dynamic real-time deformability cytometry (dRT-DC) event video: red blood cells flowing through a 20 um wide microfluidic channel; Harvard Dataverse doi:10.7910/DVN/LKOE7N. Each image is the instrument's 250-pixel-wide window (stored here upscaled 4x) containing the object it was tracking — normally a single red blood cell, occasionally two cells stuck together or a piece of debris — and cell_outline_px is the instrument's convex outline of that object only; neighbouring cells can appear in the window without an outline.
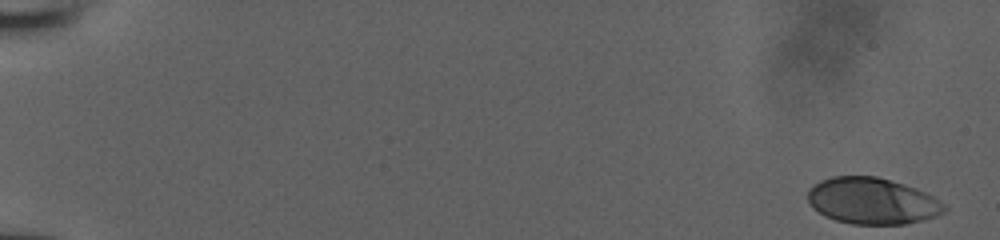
{"species": "human", "species_latin": "Homo sapiens", "temperature_condition": "room temperature", "stored_images_in_passage": 33, "camera_frame_rate_fps": 3000, "um_per_image_px": 0.085, "donor": {"sex": "male"}, "frame": {"image": 1, "passage_image": 1, "time_ms": 0.0, "image_size_px": [1000, 240], "cell_outline_px": [[948, 208], [944, 212], [936, 216], [904, 224], [852, 224], [836, 220], [824, 216], [812, 208], [808, 200], [808, 192], [820, 180], [832, 176], [876, 176], [904, 184], [916, 188], [940, 200]], "centroid_in_image_um": [74.14, 17.08], "position_along_channel_um": 10.9, "area_um2": 36.82}}
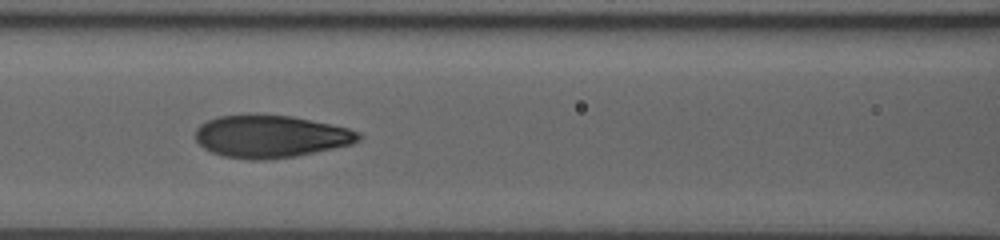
{"frame": {"image": 2, "passage_image": 24, "time_ms": 7.667, "image_size_px": [1000, 240], "cell_outline_px": [[360, 140], [352, 144], [296, 156], [268, 160], [248, 160], [224, 156], [212, 152], [204, 148], [196, 140], [196, 128], [200, 124], [216, 116], [248, 112], [256, 112], [292, 116], [348, 128], [360, 132]], "centroid_in_image_um": [22.96, 11.56], "position_along_channel_um": 143.6, "area_um2": 41.1}}
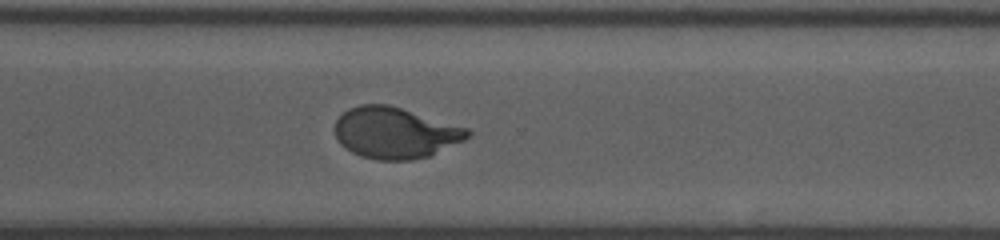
{"frame": {"image": 3, "passage_image": 33, "time_ms": 10.667, "image_size_px": [1000, 240], "cell_outline_px": [[472, 132], [464, 140], [428, 156], [412, 160], [376, 160], [360, 156], [352, 152], [340, 144], [336, 136], [336, 120], [348, 108], [360, 104], [388, 104], [468, 128]], "centroid_in_image_um": [33.57, 11.29], "position_along_channel_um": 337.0, "area_um2": 39.36}}